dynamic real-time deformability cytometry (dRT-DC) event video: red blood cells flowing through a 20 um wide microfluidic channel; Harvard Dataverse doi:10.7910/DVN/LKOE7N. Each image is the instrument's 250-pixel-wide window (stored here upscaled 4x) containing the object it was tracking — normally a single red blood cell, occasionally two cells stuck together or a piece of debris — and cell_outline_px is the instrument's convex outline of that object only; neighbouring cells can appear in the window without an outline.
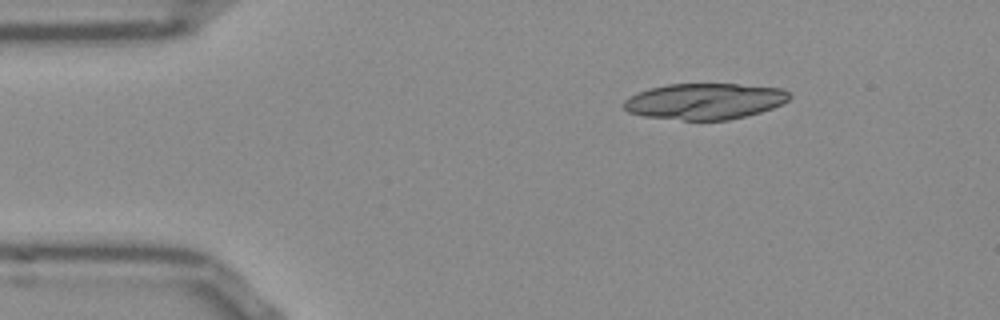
{"species": "Egyptian fruit bat (a non-hibernating species)", "species_latin": "Rousettus aegyptiacus", "temperature_condition": "room temperature", "stored_images_in_passage": 45, "segment_of_instrument_passage": [1, 2], "camera_frame_rate_fps": 3000, "um_per_image_px": 0.085, "frame": {"image": 1, "passage_image": 1, "time_ms": 0.0, "image_size_px": [1000, 320], "cell_outline_px": [[792, 96], [788, 100], [772, 108], [760, 112], [728, 120], [684, 120], [644, 116], [628, 112], [624, 108], [624, 100], [628, 96], [652, 88], [668, 84], [736, 84], [780, 88], [788, 92]], "centroid_in_image_um": [59.89, 8.61], "position_along_channel_um": 25.1, "area_um2": 34.56}}